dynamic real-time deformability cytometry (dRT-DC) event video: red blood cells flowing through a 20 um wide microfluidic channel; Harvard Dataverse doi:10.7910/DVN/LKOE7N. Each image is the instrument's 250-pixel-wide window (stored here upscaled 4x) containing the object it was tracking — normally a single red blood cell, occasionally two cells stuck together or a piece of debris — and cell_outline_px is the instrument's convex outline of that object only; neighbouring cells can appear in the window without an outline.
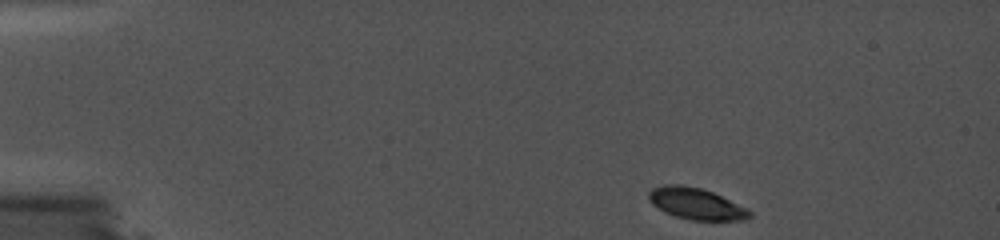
{"species": "common noctule bat (a hibernating species)", "species_latin": "Nyctalus noctula", "temperature_condition": "cold", "stored_images_in_passage": 60, "camera_frame_rate_fps": 5000, "um_per_image_px": 0.085, "animal": {"sex": "female", "body_mass_g": 19.0, "forearm_length_mm": 56.7}, "frame": {"image": 1, "passage_image": 1, "time_ms": 0.0, "image_size_px": [1000, 240], "cell_outline_px": [[752, 216], [744, 220], [692, 220], [676, 216], [664, 212], [652, 204], [648, 200], [648, 192], [652, 188], [664, 184], [676, 184], [700, 188], [712, 192], [748, 208], [752, 212]], "centroid_in_image_um": [59.16, 17.31], "position_along_channel_um": 25.8, "area_um2": 18.5}}
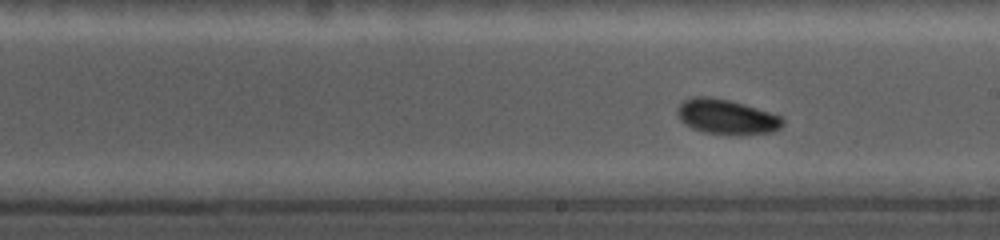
{"frame": {"image": 2, "passage_image": 41, "time_ms": 8.0, "image_size_px": [1000, 240], "cell_outline_px": [[784, 124], [780, 128], [772, 132], [704, 132], [692, 128], [680, 120], [676, 112], [676, 108], [684, 100], [692, 96], [708, 96], [732, 100], [780, 116], [784, 120]], "centroid_in_image_um": [61.7, 9.87], "position_along_channel_um": 227.3, "area_um2": 20.75}}
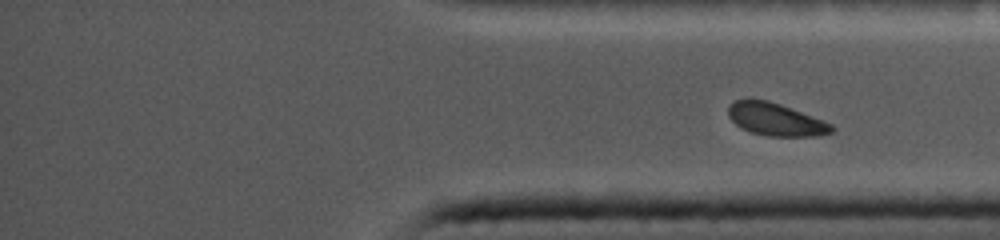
{"frame": {"image": 3, "passage_image": 60, "time_ms": 11.8, "image_size_px": [1000, 240], "cell_outline_px": [[836, 128], [832, 132], [816, 136], [768, 136], [752, 132], [740, 128], [728, 116], [728, 104], [736, 100], [748, 96], [768, 100], [780, 104], [824, 120], [832, 124]], "centroid_in_image_um": [65.9, 10.11], "position_along_channel_um": 369.3, "area_um2": 20.06}}